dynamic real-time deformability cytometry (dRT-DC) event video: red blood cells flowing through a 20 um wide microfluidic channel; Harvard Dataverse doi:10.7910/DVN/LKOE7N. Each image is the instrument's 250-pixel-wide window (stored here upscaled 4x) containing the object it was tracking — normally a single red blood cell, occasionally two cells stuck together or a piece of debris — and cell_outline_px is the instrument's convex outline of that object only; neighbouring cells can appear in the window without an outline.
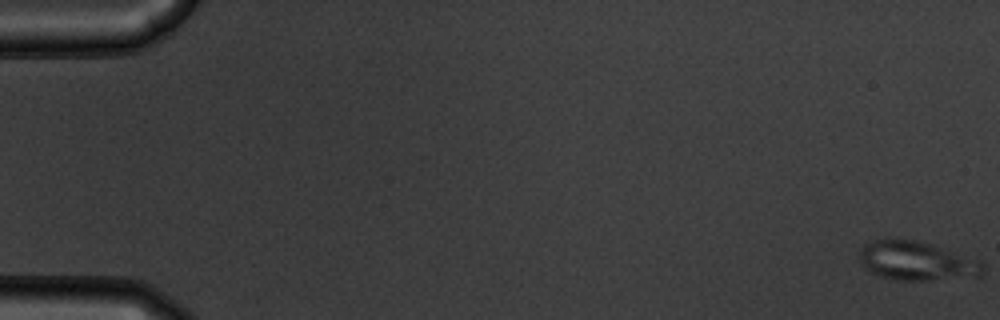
{"species": "common noctule bat (a hibernating species)", "species_latin": "Nyctalus noctula", "temperature_condition": "warm", "stored_images_in_passage": 57, "camera_frame_rate_fps": 3000, "um_per_image_px": 0.085, "animal": {"sex": "male", "body_mass_g": 19.5, "forearm_length_mm": 54.6}, "frame": {"image": 1, "passage_image": 1, "time_ms": 0.0, "image_size_px": [1000, 320], "cell_outline_px": [[984, 272], [980, 276], [924, 280], [896, 280], [880, 276], [864, 268], [856, 256], [856, 252], [864, 244], [888, 236], [912, 240], [928, 244], [980, 260], [984, 264]], "centroid_in_image_um": [77.83, 22.16], "position_along_channel_um": 7.2, "area_um2": 28.32}}
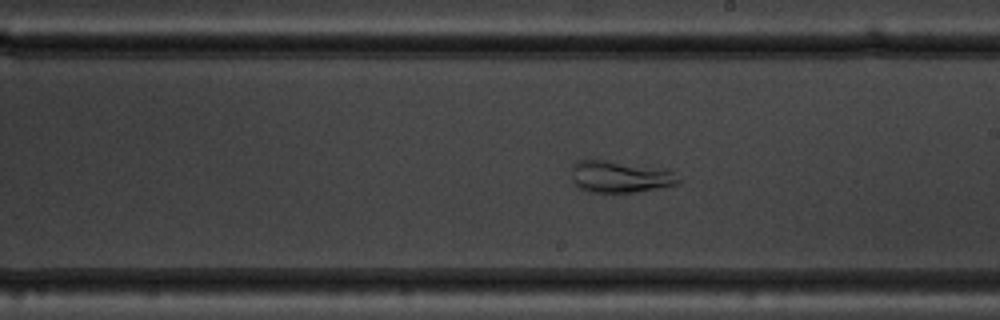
{"frame": {"image": 2, "passage_image": 33, "time_ms": 10.667, "image_size_px": [1000, 320], "cell_outline_px": [[680, 184], [636, 192], [588, 192], [576, 188], [572, 180], [572, 164], [576, 160], [604, 160], [668, 168], [680, 180]], "centroid_in_image_um": [52.69, 15.02], "position_along_channel_um": 236.3, "area_um2": 20.17}}
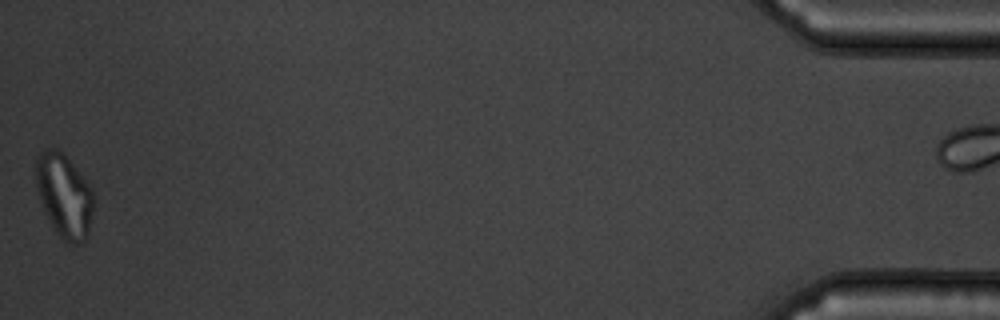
{"frame": {"image": 3, "passage_image": 56, "time_ms": 18.333, "image_size_px": [1000, 320], "cell_outline_px": [[96, 200], [88, 236], [84, 244], [72, 244], [64, 240], [52, 228], [44, 212], [36, 188], [36, 156], [44, 148], [56, 148], [84, 176], [92, 188]], "centroid_in_image_um": [5.49, 16.67], "position_along_channel_um": 429.7, "area_um2": 28.73}}